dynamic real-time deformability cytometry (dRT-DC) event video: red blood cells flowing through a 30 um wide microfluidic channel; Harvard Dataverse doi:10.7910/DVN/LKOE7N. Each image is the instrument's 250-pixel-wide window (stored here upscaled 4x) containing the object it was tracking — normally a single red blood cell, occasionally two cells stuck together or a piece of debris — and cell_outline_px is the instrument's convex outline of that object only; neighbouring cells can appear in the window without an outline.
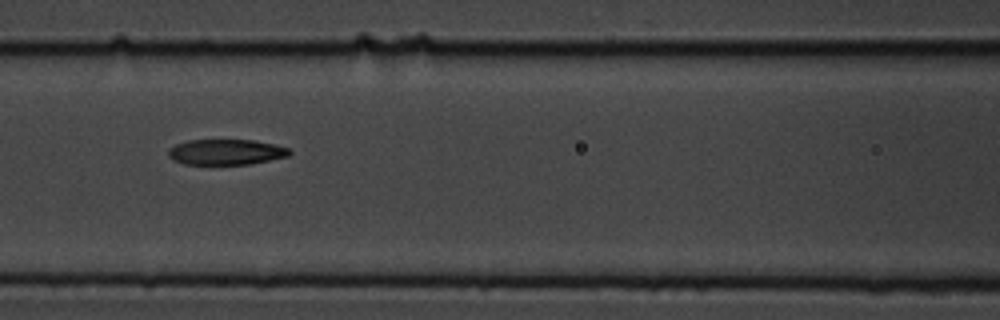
{"species": "common noctule bat (a hibernating species)", "species_latin": "Nyctalus noctula", "temperature_condition": "cold", "stored_images_in_passage": 15, "camera_frame_rate_fps": 3000, "um_per_image_px": 0.085, "animal": {"sex": "male", "body_mass_g": 19.5, "forearm_length_mm": 54.6}, "frame": {"image": 1, "passage_image": 5, "time_ms": 1.333, "image_size_px": [1000, 320], "cell_outline_px": [[292, 152], [288, 156], [248, 164], [184, 164], [172, 160], [168, 156], [168, 148], [176, 144], [188, 140], [252, 140], [272, 144], [288, 148]], "centroid_in_image_um": [19.16, 12.92], "position_along_channel_um": 147.4, "area_um2": 17.92}}
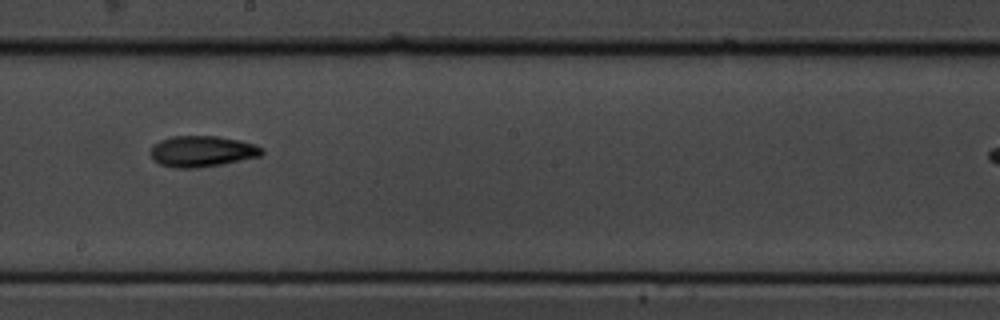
{"frame": {"image": 2, "passage_image": 7, "time_ms": 2.0, "image_size_px": [1000, 320], "cell_outline_px": [[264, 152], [260, 156], [220, 164], [196, 168], [176, 168], [160, 164], [152, 160], [148, 152], [152, 144], [160, 140], [172, 136], [216, 136], [240, 140], [256, 144], [264, 148]], "centroid_in_image_um": [17.13, 12.85], "position_along_channel_um": 231.1, "area_um2": 20.35}}
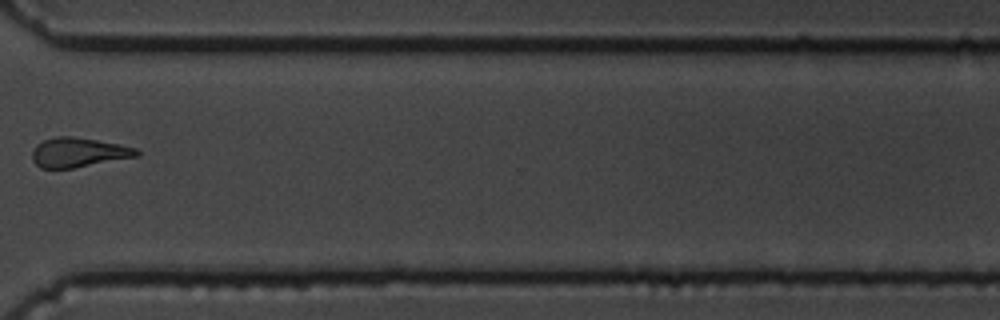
{"frame": {"image": 3, "passage_image": 11, "time_ms": 3.333, "image_size_px": [1000, 320], "cell_outline_px": [[140, 156], [72, 168], [40, 168], [32, 160], [32, 152], [36, 144], [44, 140], [56, 136], [72, 136], [120, 144], [136, 148], [140, 152]], "centroid_in_image_um": [6.67, 12.95], "position_along_channel_um": 363.9, "area_um2": 17.98}}